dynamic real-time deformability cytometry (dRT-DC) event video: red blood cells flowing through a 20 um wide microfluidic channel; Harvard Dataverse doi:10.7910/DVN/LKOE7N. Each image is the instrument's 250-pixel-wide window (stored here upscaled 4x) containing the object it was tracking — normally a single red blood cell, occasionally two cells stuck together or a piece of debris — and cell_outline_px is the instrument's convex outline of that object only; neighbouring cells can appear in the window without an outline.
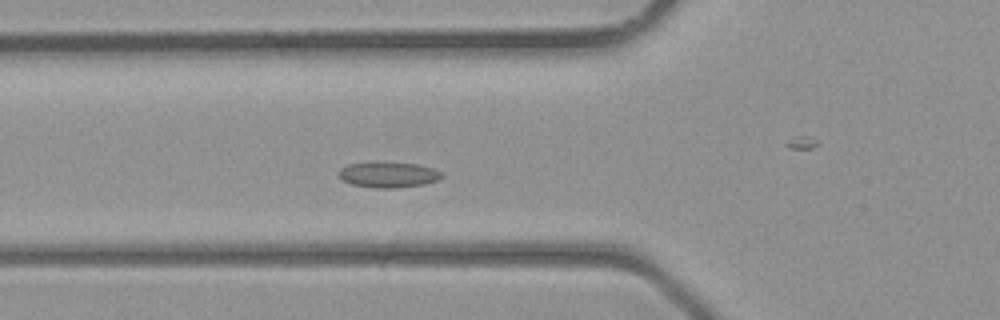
{"species": "common noctule bat (a hibernating species)", "species_latin": "Nyctalus noctula", "temperature_condition": "room temperature", "stored_images_in_passage": 28, "camera_frame_rate_fps": 3000, "um_per_image_px": 0.085, "animal": {"sex": "male", "body_mass_g": 23.1, "forearm_length_mm": 52.7}, "frame": {"image": 1, "passage_image": 10, "time_ms": 3.0, "image_size_px": [1000, 320], "cell_outline_px": [[444, 176], [436, 180], [424, 184], [396, 188], [376, 188], [352, 184], [344, 180], [336, 172], [340, 168], [348, 164], [372, 160], [384, 160], [416, 164], [432, 168], [444, 172]], "centroid_in_image_um": [32.99, 14.8], "position_along_channel_um": 92.8, "area_um2": 15.95}}
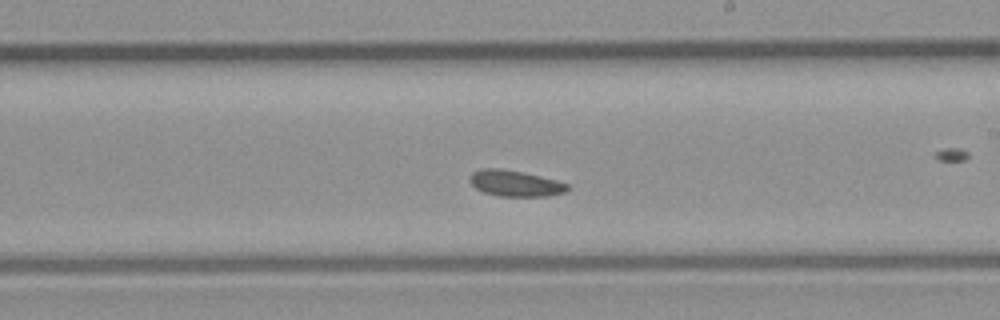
{"frame": {"image": 2, "passage_image": 19, "time_ms": 6.0, "image_size_px": [1000, 320], "cell_outline_px": [[568, 188], [564, 192], [548, 196], [500, 196], [484, 192], [476, 188], [472, 184], [472, 172], [480, 168], [500, 168], [524, 172], [556, 180], [568, 184]], "centroid_in_image_um": [43.8, 15.58], "position_along_channel_um": 245.2, "area_um2": 14.62}}
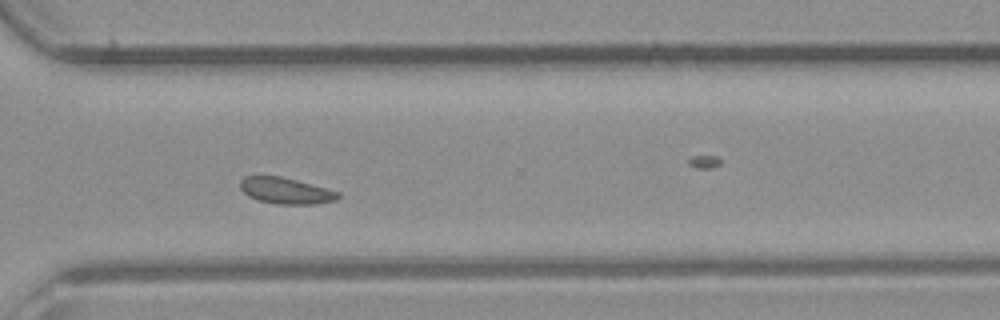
{"frame": {"image": 3, "passage_image": 25, "time_ms": 8.0, "image_size_px": [1000, 320], "cell_outline_px": [[340, 196], [336, 200], [316, 204], [276, 204], [260, 200], [248, 196], [240, 188], [240, 180], [244, 176], [280, 176], [296, 180], [340, 192]], "centroid_in_image_um": [24.29, 16.21], "position_along_channel_um": 346.3, "area_um2": 14.85}}